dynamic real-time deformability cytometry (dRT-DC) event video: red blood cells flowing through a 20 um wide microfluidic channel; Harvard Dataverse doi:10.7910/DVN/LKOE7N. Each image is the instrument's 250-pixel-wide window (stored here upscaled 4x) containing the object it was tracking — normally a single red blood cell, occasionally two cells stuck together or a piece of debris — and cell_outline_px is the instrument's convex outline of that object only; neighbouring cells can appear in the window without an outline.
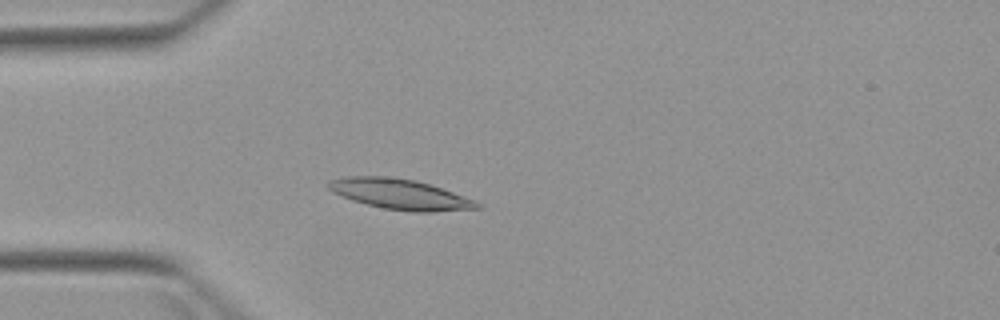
{"species": "Egyptian fruit bat (a non-hibernating species)", "species_latin": "Rousettus aegyptiacus", "temperature_condition": "warm", "stored_images_in_passage": 4, "camera_frame_rate_fps": 3000, "um_per_image_px": 0.085, "animal": {"sex": "female"}, "frame": {"image": 1, "passage_image": 4, "time_ms": 3.667, "image_size_px": [1000, 320], "cell_outline_px": [[480, 208], [432, 212], [412, 212], [384, 208], [352, 200], [332, 192], [328, 188], [328, 184], [332, 180], [344, 176], [384, 176], [416, 180], [476, 200], [480, 204]], "centroid_in_image_um": [34.0, 16.51], "position_along_channel_um": 51.0, "area_um2": 26.01}}